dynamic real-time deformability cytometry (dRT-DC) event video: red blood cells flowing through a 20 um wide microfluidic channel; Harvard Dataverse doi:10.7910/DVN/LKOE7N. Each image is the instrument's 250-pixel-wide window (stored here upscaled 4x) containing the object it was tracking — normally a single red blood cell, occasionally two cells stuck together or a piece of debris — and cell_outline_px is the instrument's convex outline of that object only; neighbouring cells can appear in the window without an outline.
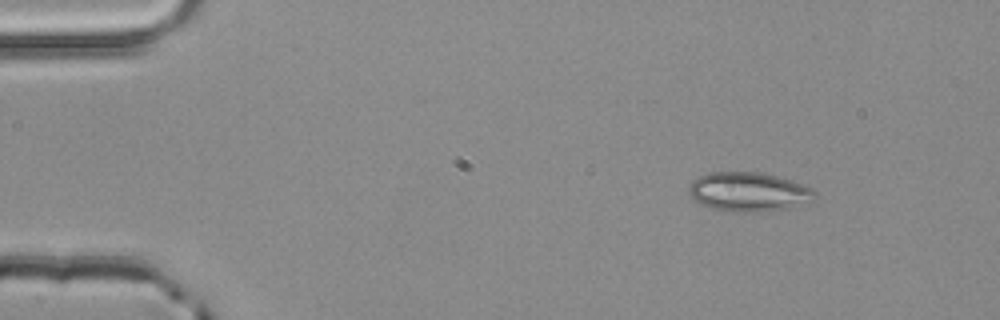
{"species": "common noctule bat (a hibernating species)", "species_latin": "Nyctalus noctula", "temperature_condition": "room temperature", "stored_images_in_passage": 4, "camera_frame_rate_fps": 3000, "um_per_image_px": 0.085, "animal": {"sex": "male", "body_mass_g": 20.4}, "frame": {"image": 1, "passage_image": 4, "time_ms": 1.0, "image_size_px": [1000, 320], "cell_outline_px": [[816, 196], [808, 204], [768, 212], [740, 212], [712, 208], [700, 204], [692, 200], [688, 192], [688, 188], [692, 180], [708, 172], [760, 172], [776, 176], [804, 184], [812, 188], [816, 192]], "centroid_in_image_um": [63.65, 16.32], "position_along_channel_um": 21.4, "area_um2": 29.19}}